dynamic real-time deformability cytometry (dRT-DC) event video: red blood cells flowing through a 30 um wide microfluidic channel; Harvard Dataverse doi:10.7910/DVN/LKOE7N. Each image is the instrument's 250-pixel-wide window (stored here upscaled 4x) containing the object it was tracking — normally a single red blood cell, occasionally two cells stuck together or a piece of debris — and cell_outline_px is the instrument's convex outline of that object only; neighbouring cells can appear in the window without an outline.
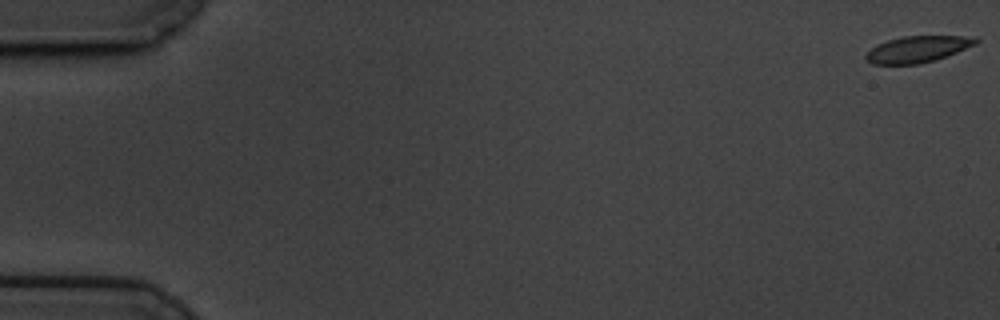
{"species": "common noctule bat (a hibernating species)", "species_latin": "Nyctalus noctula", "temperature_condition": "cold", "stored_images_in_passage": 60, "camera_frame_rate_fps": 3000, "um_per_image_px": 0.085, "animal": {"sex": "male", "body_mass_g": 19.5, "forearm_length_mm": 54.6}, "frame": {"image": 1, "passage_image": 1, "time_ms": 0.0, "image_size_px": [1000, 320], "cell_outline_px": [[980, 40], [976, 44], [936, 60], [920, 64], [872, 64], [864, 60], [864, 56], [876, 44], [888, 40], [904, 36], [976, 36]], "centroid_in_image_um": [77.99, 4.18], "position_along_channel_um": 7.0, "area_um2": 16.99}}
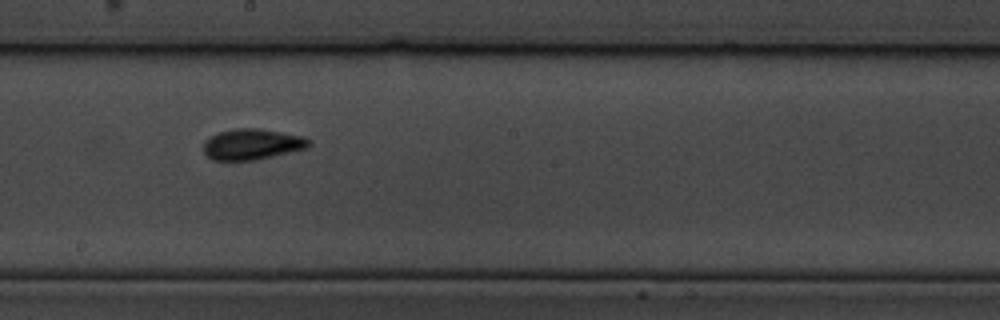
{"frame": {"image": 2, "passage_image": 34, "time_ms": 11.0, "image_size_px": [1000, 320], "cell_outline_px": [[312, 144], [308, 148], [256, 160], [212, 160], [204, 152], [204, 140], [220, 132], [236, 128], [260, 128], [304, 136], [312, 140]], "centroid_in_image_um": [21.48, 12.26], "position_along_channel_um": 226.7, "area_um2": 19.07}}
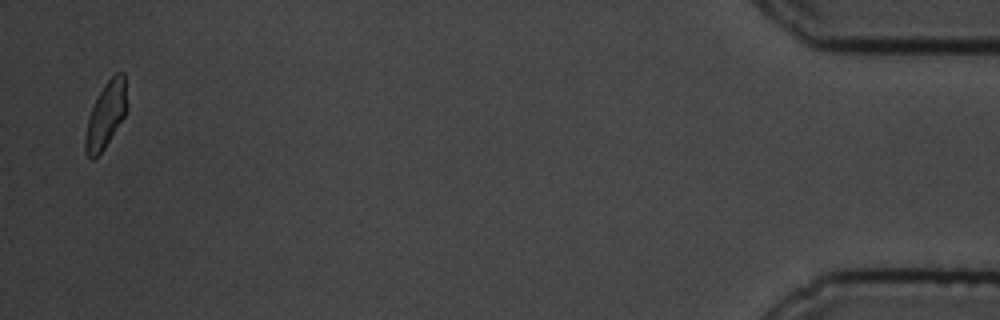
{"frame": {"image": 3, "passage_image": 59, "time_ms": 19.333, "image_size_px": [1000, 320], "cell_outline_px": [[128, 108], [124, 116], [104, 148], [92, 160], [84, 152], [84, 136], [88, 120], [92, 108], [104, 84], [116, 72], [124, 72], [128, 104]], "centroid_in_image_um": [9.01, 9.76], "position_along_channel_um": 426.2, "area_um2": 15.9}, "authors_computed_cell_mechanics": {"area_um2": 18.1203, "velocity_mm_per_s": 3.3929, "shape_relaxation_time_tau1_ms": 5.4135, "shape_relaxation_time_tau2_ms": 1.378, "deformation_change_tau1": 0.1147, "deformation_change_tau2": 0.0568}}